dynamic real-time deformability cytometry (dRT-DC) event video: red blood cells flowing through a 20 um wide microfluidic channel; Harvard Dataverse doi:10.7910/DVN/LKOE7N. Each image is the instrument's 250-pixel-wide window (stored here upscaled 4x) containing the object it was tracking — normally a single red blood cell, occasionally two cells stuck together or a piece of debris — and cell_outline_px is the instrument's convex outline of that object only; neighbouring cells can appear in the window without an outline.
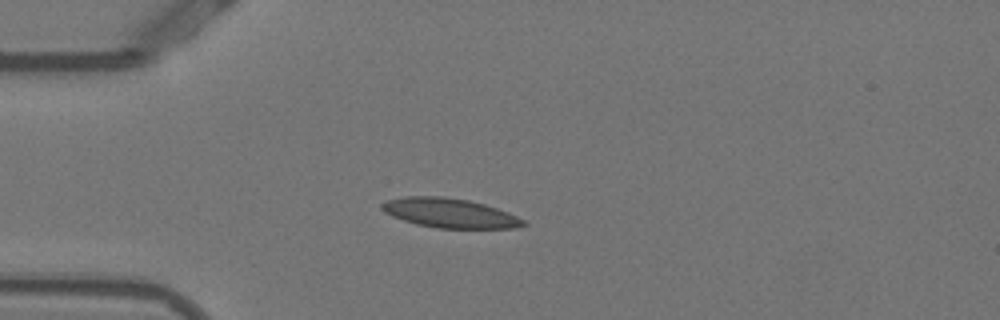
{"species": "Egyptian fruit bat (a non-hibernating species)", "species_latin": "Rousettus aegyptiacus", "temperature_condition": "warm", "stored_images_in_passage": 40, "camera_frame_rate_fps": 3000, "um_per_image_px": 0.085, "animal": {"sex": "female"}, "frame": {"image": 1, "passage_image": 1, "time_ms": 0.0, "image_size_px": [1000, 320], "cell_outline_px": [[528, 224], [516, 228], [436, 228], [416, 224], [392, 216], [384, 212], [380, 208], [380, 204], [388, 200], [408, 196], [444, 196], [468, 200], [484, 204], [508, 212], [524, 220]], "centroid_in_image_um": [38.22, 18.11], "position_along_channel_um": 46.8, "area_um2": 24.22}}
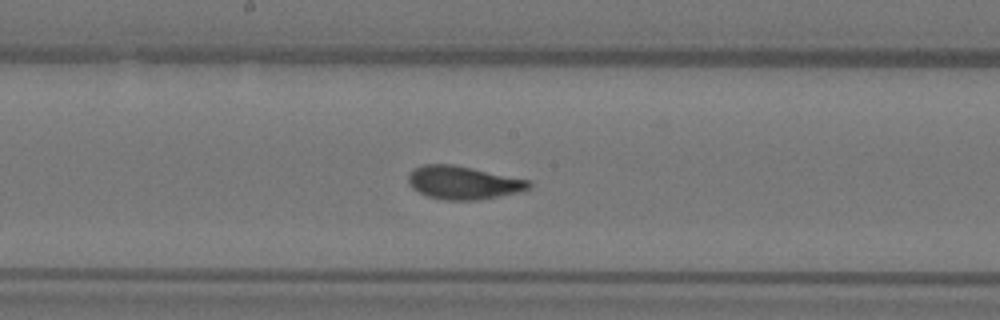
{"frame": {"image": 2, "passage_image": 15, "time_ms": 4.667, "image_size_px": [1000, 320], "cell_outline_px": [[532, 188], [516, 192], [476, 200], [444, 200], [428, 196], [412, 188], [408, 184], [408, 172], [412, 168], [424, 164], [452, 164], [532, 180]], "centroid_in_image_um": [39.35, 15.51], "position_along_channel_um": 208.8, "area_um2": 23.41}}
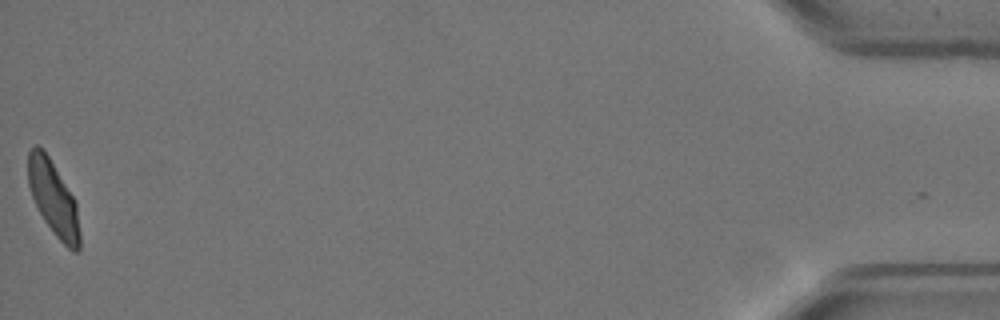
{"frame": {"image": 3, "passage_image": 40, "time_ms": 13.0, "image_size_px": [1000, 320], "cell_outline_px": [[80, 248], [76, 252], [72, 252], [56, 236], [44, 220], [32, 196], [28, 184], [28, 152], [36, 144], [48, 156], [76, 200], [80, 232]], "centroid_in_image_um": [4.56, 16.89], "position_along_channel_um": 430.6, "area_um2": 22.2}, "authors_computed_cell_mechanics": {"area_um2": 23.2067, "velocity_mm_per_s": 3.8312, "shape_relaxation_time_tau1_ms": 5.1767, "shape_relaxation_time_tau2_ms": 0.6976, "deformation_change_tau1": 0.1727, "deformation_change_tau2": 0.0481}}